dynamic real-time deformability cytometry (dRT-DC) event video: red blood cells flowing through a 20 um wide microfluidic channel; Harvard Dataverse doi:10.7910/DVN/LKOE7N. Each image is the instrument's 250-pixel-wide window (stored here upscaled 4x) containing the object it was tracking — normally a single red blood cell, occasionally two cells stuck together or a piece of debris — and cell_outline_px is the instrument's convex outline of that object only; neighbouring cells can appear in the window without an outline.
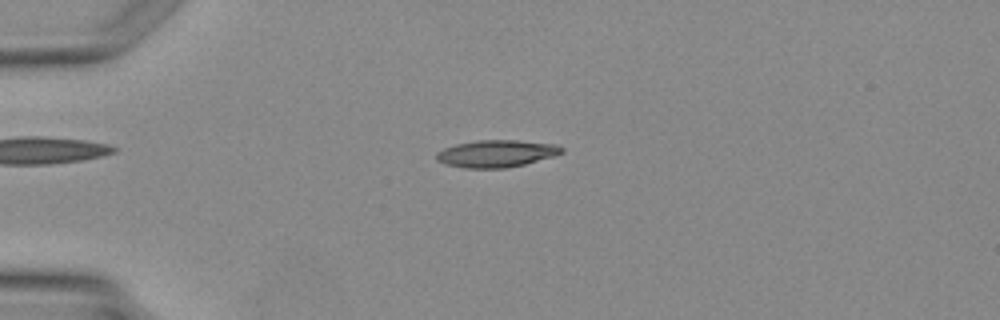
{"species": "Egyptian fruit bat (a non-hibernating species)", "species_latin": "Rousettus aegyptiacus", "temperature_condition": "warm", "stored_images_in_passage": 2, "camera_frame_rate_fps": 3000, "um_per_image_px": 0.085, "animal": {"sex": "female"}, "frame": {"image": 1, "passage_image": 2, "time_ms": 1.0, "image_size_px": [1000, 320], "cell_outline_px": [[564, 152], [552, 156], [524, 164], [504, 168], [464, 168], [444, 164], [436, 160], [436, 152], [444, 148], [456, 144], [476, 140], [516, 140], [556, 144], [564, 148]], "centroid_in_image_um": [42.16, 13.05], "position_along_channel_um": 42.8, "area_um2": 19.83}}